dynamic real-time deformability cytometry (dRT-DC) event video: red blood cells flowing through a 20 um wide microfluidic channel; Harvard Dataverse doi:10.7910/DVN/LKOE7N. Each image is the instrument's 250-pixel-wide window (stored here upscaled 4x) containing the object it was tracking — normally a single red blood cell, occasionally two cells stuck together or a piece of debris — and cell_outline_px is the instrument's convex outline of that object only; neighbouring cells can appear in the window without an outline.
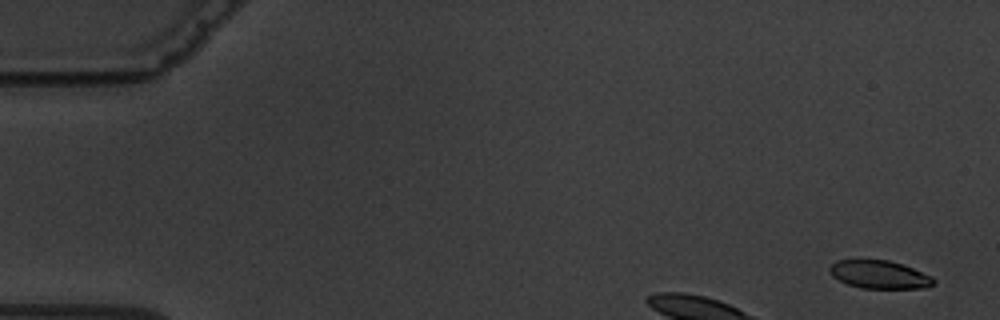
{"species": "common noctule bat (a hibernating species)", "species_latin": "Nyctalus noctula", "temperature_condition": "warm", "stored_images_in_passage": 5, "camera_frame_rate_fps": 3000, "um_per_image_px": 0.085, "animal": {"sex": "male", "body_mass_g": 19.5, "forearm_length_mm": 54.6}, "frame": {"image": 1, "passage_image": 1, "time_ms": 0.0, "image_size_px": [1000, 320], "cell_outline_px": [[936, 284], [924, 288], [860, 288], [848, 284], [832, 276], [828, 268], [836, 260], [888, 260], [904, 264], [932, 276], [936, 280]], "centroid_in_image_um": [74.79, 23.34], "position_along_channel_um": 10.2, "area_um2": 17.11}}
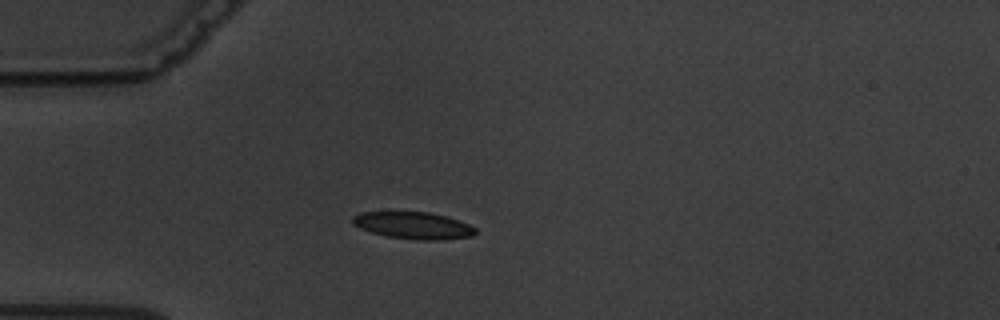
{"frame": {"image": 2, "passage_image": 5, "time_ms": 4.667, "image_size_px": [1000, 320], "cell_outline_px": [[476, 232], [472, 236], [440, 240], [416, 240], [388, 236], [372, 232], [360, 228], [352, 224], [352, 216], [360, 212], [428, 212], [448, 216], [468, 224], [476, 228]], "centroid_in_image_um": [35.13, 19.16], "position_along_channel_um": 49.9, "area_um2": 19.31}}